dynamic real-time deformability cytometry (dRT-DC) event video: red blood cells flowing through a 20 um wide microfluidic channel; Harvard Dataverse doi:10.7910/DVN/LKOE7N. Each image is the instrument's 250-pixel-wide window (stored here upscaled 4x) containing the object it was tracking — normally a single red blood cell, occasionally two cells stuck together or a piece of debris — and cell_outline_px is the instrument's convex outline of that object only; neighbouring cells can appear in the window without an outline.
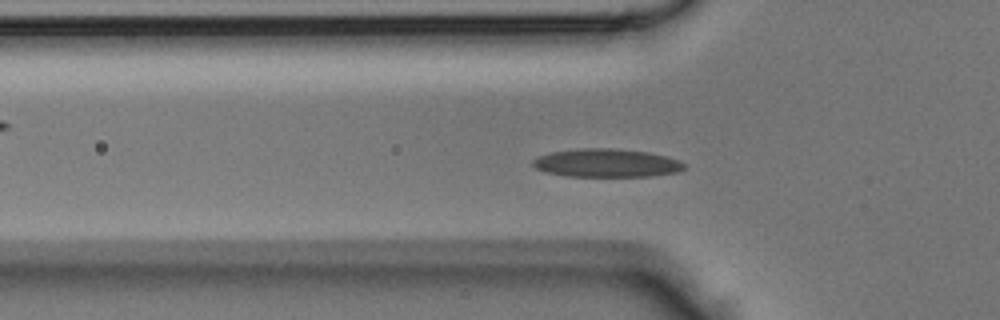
{"species": "Egyptian fruit bat (a non-hibernating species)", "species_latin": "Rousettus aegyptiacus", "temperature_condition": "room temperature", "stored_images_in_passage": 40, "camera_frame_rate_fps": 3000, "um_per_image_px": 0.085, "animal": {"sex": "male"}, "frame": {"image": 1, "passage_image": 9, "time_ms": 2.667, "image_size_px": [1000, 320], "cell_outline_px": [[684, 168], [676, 172], [652, 176], [568, 176], [544, 172], [536, 168], [532, 164], [532, 160], [536, 156], [552, 152], [584, 148], [612, 148], [648, 152], [664, 156], [676, 160], [684, 164]], "centroid_in_image_um": [51.49, 13.85], "position_along_channel_um": 74.3, "area_um2": 24.74}}
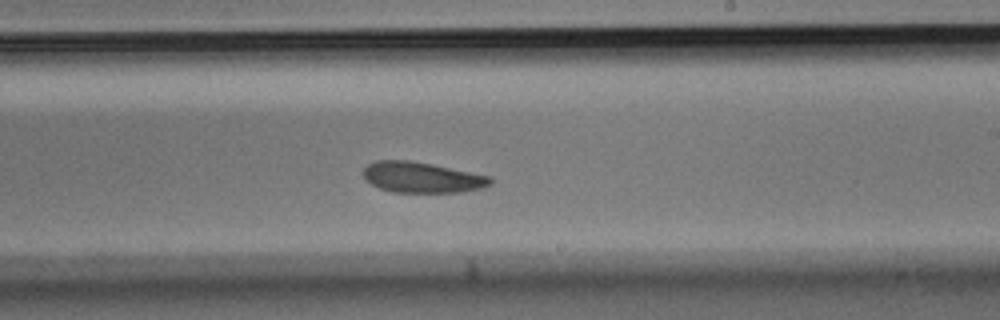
{"frame": {"image": 2, "passage_image": 21, "time_ms": 6.667, "image_size_px": [1000, 320], "cell_outline_px": [[492, 184], [484, 188], [464, 192], [392, 192], [380, 188], [372, 184], [364, 176], [364, 168], [368, 164], [376, 160], [408, 160], [432, 164], [492, 176]], "centroid_in_image_um": [35.92, 15.08], "position_along_channel_um": 253.1, "area_um2": 22.77}}
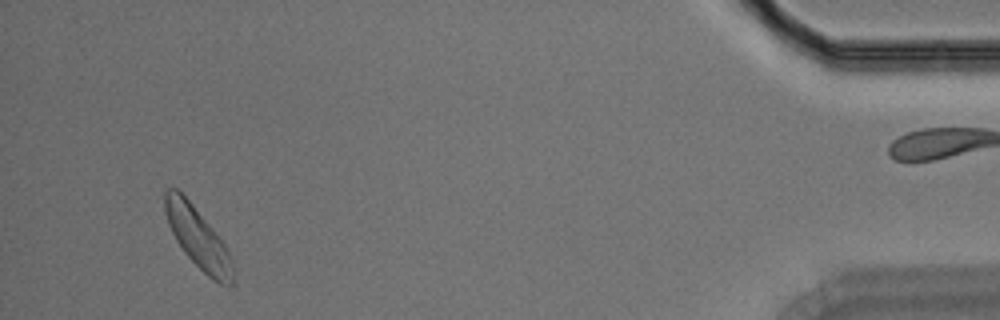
{"frame": {"image": 3, "passage_image": 37, "time_ms": 12.0, "image_size_px": [1000, 320], "cell_outline_px": [[236, 272], [232, 284], [220, 284], [212, 280], [184, 252], [176, 240], [168, 224], [164, 208], [164, 192], [168, 188], [176, 188], [192, 204], [212, 228], [224, 244], [232, 260]], "centroid_in_image_um": [16.83, 20.24], "position_along_channel_um": 418.4, "area_um2": 23.7}}